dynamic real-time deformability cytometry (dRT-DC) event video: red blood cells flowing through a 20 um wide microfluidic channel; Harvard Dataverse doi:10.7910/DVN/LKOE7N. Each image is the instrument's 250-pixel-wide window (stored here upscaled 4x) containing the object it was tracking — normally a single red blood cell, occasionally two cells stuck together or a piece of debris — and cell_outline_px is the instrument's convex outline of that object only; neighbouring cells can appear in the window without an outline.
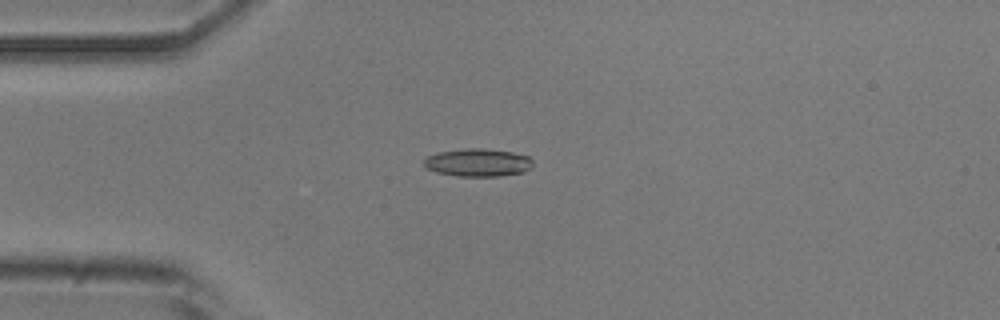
{"species": "common noctule bat (a hibernating species)", "species_latin": "Nyctalus noctula", "temperature_condition": "room temperature", "stored_images_in_passage": 20, "camera_frame_rate_fps": 3000, "um_per_image_px": 0.085, "animal": {"sex": "male", "body_mass_g": 20.5, "forearm_length_mm": 52.5}, "frame": {"image": 1, "passage_image": 14, "time_ms": 4.333, "image_size_px": [1000, 320], "cell_outline_px": [[532, 168], [524, 172], [500, 176], [456, 176], [436, 172], [428, 168], [424, 164], [424, 160], [428, 156], [436, 152], [468, 148], [480, 148], [512, 152], [528, 156], [532, 160]], "centroid_in_image_um": [40.63, 13.82], "position_along_channel_um": 44.4, "area_um2": 17.69}}
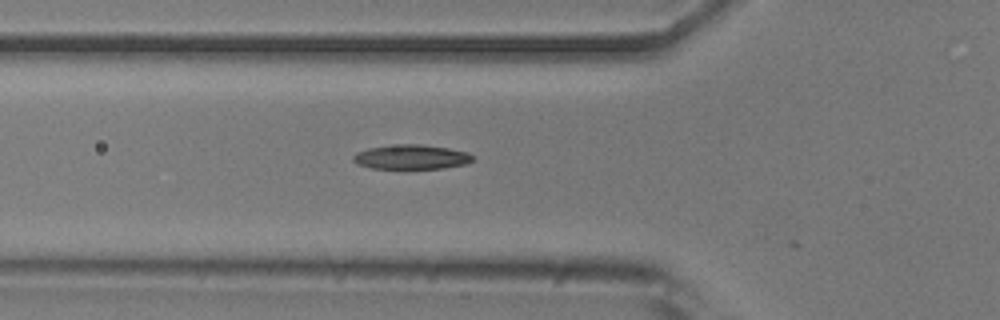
{"frame": {"image": 2, "passage_image": 19, "time_ms": 6.0, "image_size_px": [1000, 320], "cell_outline_px": [[472, 160], [464, 164], [444, 168], [372, 168], [356, 164], [352, 160], [352, 156], [356, 152], [368, 148], [400, 144], [420, 144], [448, 148], [468, 152], [472, 156]], "centroid_in_image_um": [34.92, 13.34], "position_along_channel_um": 90.9, "area_um2": 16.94}}